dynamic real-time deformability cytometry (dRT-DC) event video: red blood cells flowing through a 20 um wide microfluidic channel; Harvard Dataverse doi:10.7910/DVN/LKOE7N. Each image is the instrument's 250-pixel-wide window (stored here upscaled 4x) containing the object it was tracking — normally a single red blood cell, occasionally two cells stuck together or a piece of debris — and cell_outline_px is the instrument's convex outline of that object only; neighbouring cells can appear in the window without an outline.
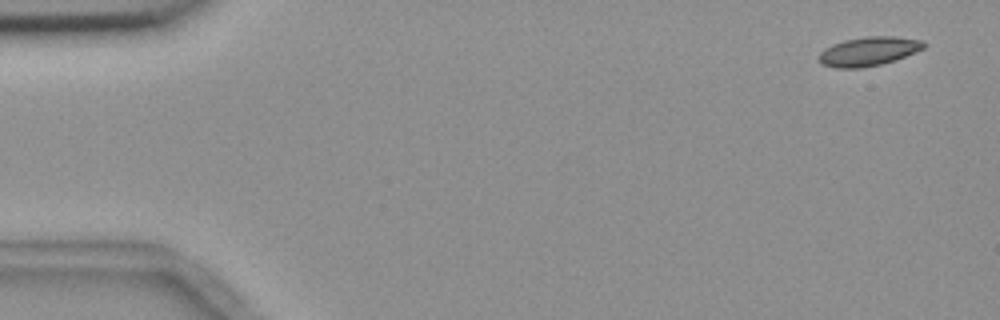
{"species": "common noctule bat (a hibernating species)", "species_latin": "Nyctalus noctula", "temperature_condition": "room temperature", "stored_images_in_passage": 5, "camera_frame_rate_fps": 3000, "um_per_image_px": 0.085, "animal": {"sex": "female", "body_mass_g": 18.4}, "frame": {"image": 1, "passage_image": 1, "time_ms": 0.0, "image_size_px": [1000, 320], "cell_outline_px": [[928, 44], [924, 48], [904, 56], [880, 64], [860, 68], [836, 68], [824, 64], [820, 60], [820, 52], [824, 48], [832, 44], [844, 40], [868, 36], [892, 36], [924, 40]], "centroid_in_image_um": [73.85, 4.34], "position_along_channel_um": 11.2, "area_um2": 17.51}}
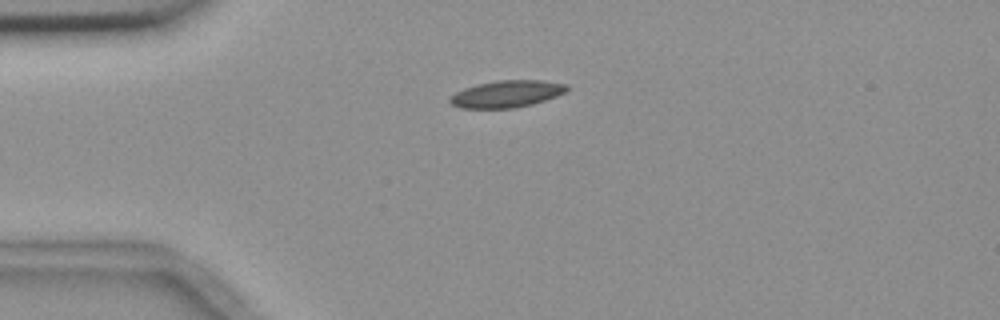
{"frame": {"image": 2, "passage_image": 4, "time_ms": 3.667, "image_size_px": [1000, 320], "cell_outline_px": [[568, 88], [564, 92], [556, 96], [532, 104], [512, 108], [460, 108], [452, 104], [448, 100], [456, 92], [464, 88], [476, 84], [496, 80], [540, 80], [568, 84]], "centroid_in_image_um": [43.05, 7.97], "position_along_channel_um": 41.9, "area_um2": 18.26}}